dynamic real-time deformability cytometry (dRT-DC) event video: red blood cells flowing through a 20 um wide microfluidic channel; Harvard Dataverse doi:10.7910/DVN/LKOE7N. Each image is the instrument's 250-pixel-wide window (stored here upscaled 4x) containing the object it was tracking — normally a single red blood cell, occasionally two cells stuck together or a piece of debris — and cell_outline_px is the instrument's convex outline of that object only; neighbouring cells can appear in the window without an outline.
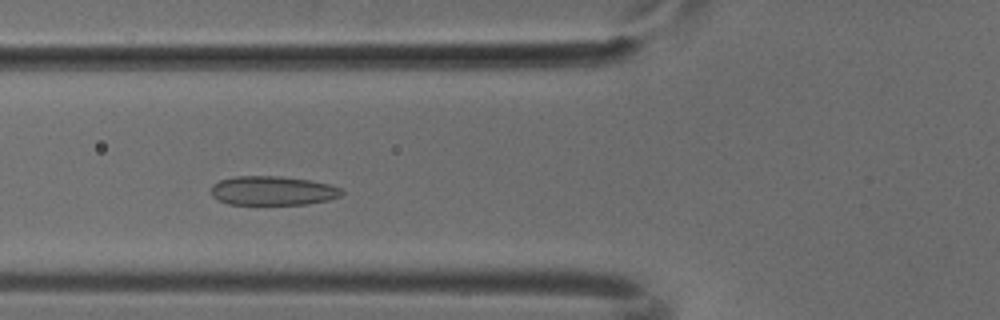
{"species": "common noctule bat (a hibernating species)", "species_latin": "Nyctalus noctula", "temperature_condition": "cold", "stored_images_in_passage": 45, "camera_frame_rate_fps": 3000, "um_per_image_px": 0.085, "animal": {"sex": "male", "body_mass_g": 18.8}, "frame": {"image": 1, "passage_image": 13, "time_ms": 4.0, "image_size_px": [1000, 320], "cell_outline_px": [[344, 192], [340, 196], [328, 200], [308, 204], [228, 204], [216, 200], [208, 192], [212, 184], [220, 180], [236, 176], [280, 176], [312, 180], [328, 184], [340, 188]], "centroid_in_image_um": [23.13, 16.21], "position_along_channel_um": 102.7, "area_um2": 22.43}}
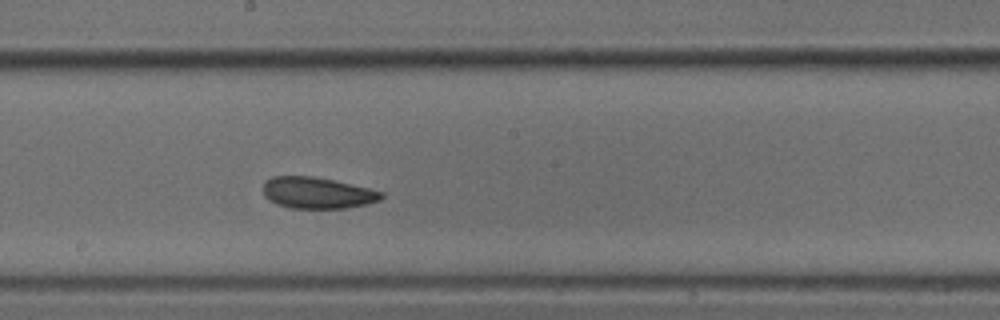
{"frame": {"image": 2, "passage_image": 22, "time_ms": 7.0, "image_size_px": [1000, 320], "cell_outline_px": [[384, 196], [380, 200], [348, 208], [288, 208], [276, 204], [268, 200], [264, 196], [264, 184], [272, 176], [312, 176], [332, 180], [368, 188], [384, 192]], "centroid_in_image_um": [26.95, 16.4], "position_along_channel_um": 221.2, "area_um2": 21.5}}
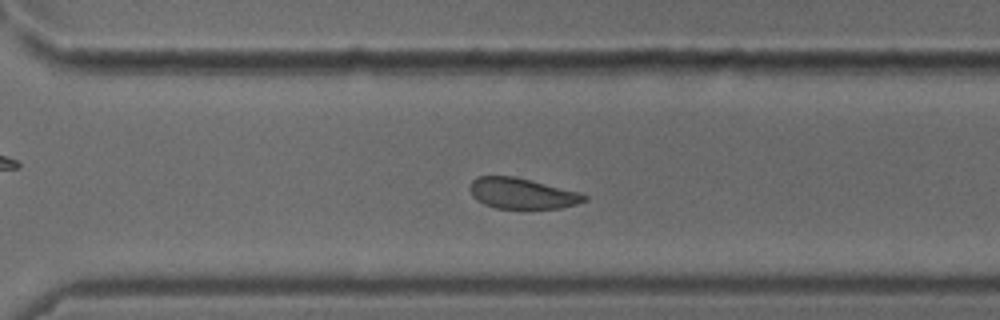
{"frame": {"image": 3, "passage_image": 30, "time_ms": 9.667, "image_size_px": [1000, 320], "cell_outline_px": [[588, 200], [576, 204], [560, 208], [496, 208], [484, 204], [476, 200], [472, 196], [468, 188], [472, 180], [480, 176], [516, 176], [580, 192], [588, 196]], "centroid_in_image_um": [44.37, 16.43], "position_along_channel_um": 326.2, "area_um2": 20.63}}